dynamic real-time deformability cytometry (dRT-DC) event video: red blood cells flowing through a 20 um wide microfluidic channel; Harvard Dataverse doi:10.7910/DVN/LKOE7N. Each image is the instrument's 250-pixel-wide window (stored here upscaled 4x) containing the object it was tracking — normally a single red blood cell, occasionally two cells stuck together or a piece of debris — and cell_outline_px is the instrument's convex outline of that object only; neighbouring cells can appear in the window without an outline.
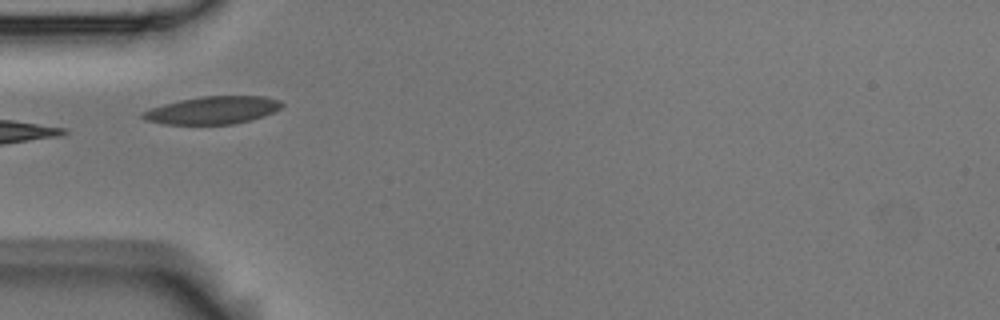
{"species": "Egyptian fruit bat (a non-hibernating species)", "species_latin": "Rousettus aegyptiacus", "temperature_condition": "room temperature", "stored_images_in_passage": 10, "camera_frame_rate_fps": 3000, "um_per_image_px": 0.085, "animal": {"sex": "male"}, "frame": {"image": 1, "passage_image": 6, "time_ms": 1.667, "image_size_px": [1000, 320], "cell_outline_px": [[284, 104], [280, 108], [264, 116], [232, 124], [164, 124], [148, 120], [140, 116], [140, 112], [164, 104], [180, 100], [200, 96], [264, 96], [280, 100]], "centroid_in_image_um": [18.08, 9.36], "position_along_channel_um": 66.9, "area_um2": 22.25}}
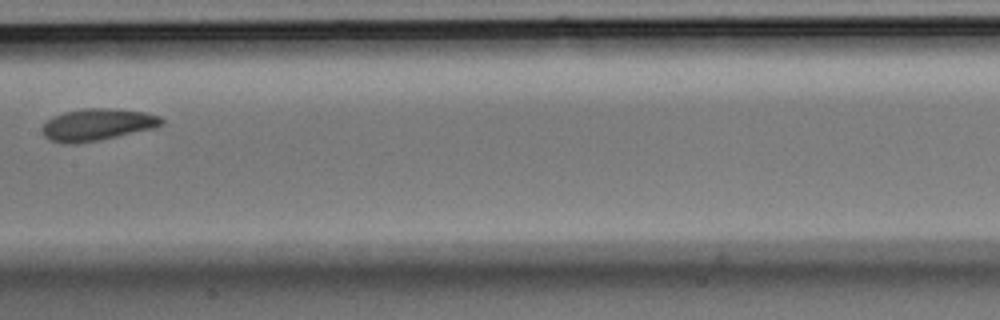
{"frame": {"image": 2, "passage_image": 9, "time_ms": 2.667, "image_size_px": [1000, 320], "cell_outline_px": [[164, 124], [156, 128], [76, 144], [64, 144], [48, 140], [44, 136], [40, 128], [52, 116], [64, 112], [84, 108], [108, 108], [144, 112], [160, 116], [164, 120]], "centroid_in_image_um": [8.24, 10.59], "position_along_channel_um": 199.2, "area_um2": 22.31}}
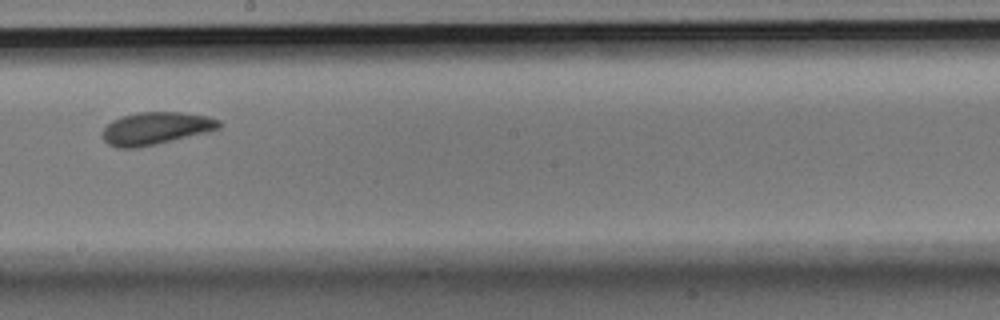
{"frame": {"image": 3, "passage_image": 10, "time_ms": 3.0, "image_size_px": [1000, 320], "cell_outline_px": [[220, 128], [208, 132], [156, 144], [136, 148], [116, 148], [108, 144], [104, 140], [104, 128], [112, 120], [120, 116], [140, 112], [180, 112], [208, 116], [220, 120]], "centroid_in_image_um": [13.25, 10.91], "position_along_channel_um": 235.0, "area_um2": 22.02}}